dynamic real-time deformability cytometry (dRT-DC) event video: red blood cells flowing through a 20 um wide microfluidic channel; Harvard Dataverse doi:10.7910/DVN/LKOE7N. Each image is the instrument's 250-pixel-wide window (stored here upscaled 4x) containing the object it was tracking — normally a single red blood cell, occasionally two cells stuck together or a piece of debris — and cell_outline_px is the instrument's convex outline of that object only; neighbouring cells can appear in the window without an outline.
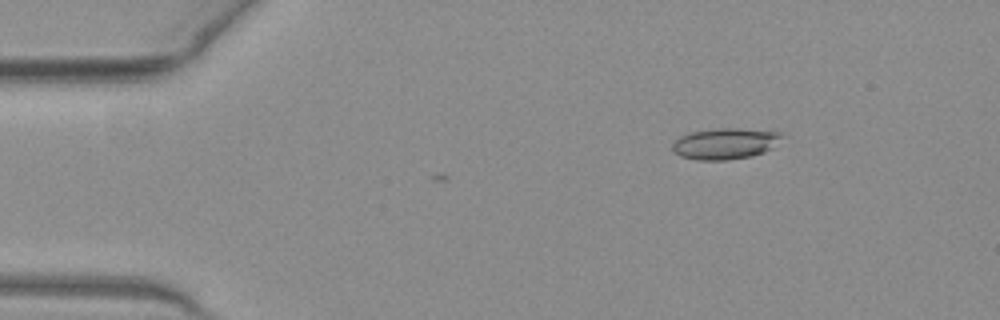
{"species": "common noctule bat (a hibernating species)", "species_latin": "Nyctalus noctula", "temperature_condition": "warm", "stored_images_in_passage": 6, "camera_frame_rate_fps": 3000, "um_per_image_px": 0.085, "animal": {"sex": "female", "body_mass_g": 19.3, "forearm_length_mm": 54.1}, "frame": {"image": 1, "passage_image": 6, "time_ms": 1.667, "image_size_px": [1000, 320], "cell_outline_px": [[784, 136], [772, 148], [764, 152], [752, 156], [728, 160], [696, 160], [680, 156], [672, 148], [672, 144], [680, 136], [688, 132], [716, 128], [736, 128], [784, 132]], "centroid_in_image_um": [61.65, 12.2], "position_along_channel_um": 23.3, "area_um2": 20.06}}